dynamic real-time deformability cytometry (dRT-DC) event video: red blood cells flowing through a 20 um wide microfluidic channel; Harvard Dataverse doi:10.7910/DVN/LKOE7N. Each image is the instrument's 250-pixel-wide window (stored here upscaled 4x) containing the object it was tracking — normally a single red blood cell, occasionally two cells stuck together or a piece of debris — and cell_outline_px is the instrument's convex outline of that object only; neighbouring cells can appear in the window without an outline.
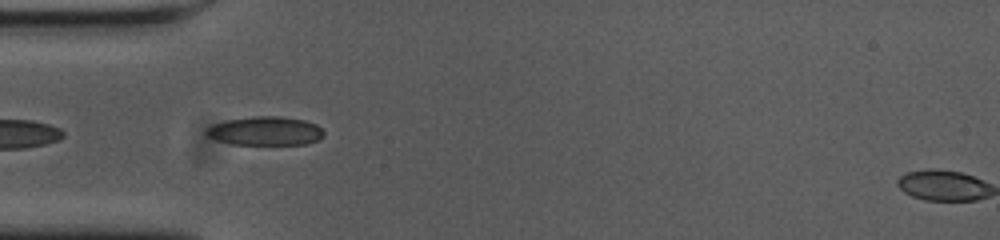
{"species": "common noctule bat (a hibernating species)", "species_latin": "Nyctalus noctula", "temperature_condition": "cold", "stored_images_in_passage": 4, "camera_frame_rate_fps": 3000, "um_per_image_px": 0.085, "animal": {"sex": "female", "body_mass_g": 23.0, "forearm_length_mm": 53.4}, "frame": {"image": 1, "passage_image": 2, "time_ms": 0.333, "image_size_px": [1000, 240], "cell_outline_px": [[324, 136], [320, 140], [304, 144], [232, 144], [208, 136], [204, 132], [212, 124], [228, 120], [252, 116], [280, 116], [304, 120], [316, 124], [324, 132]], "centroid_in_image_um": [22.59, 11.13], "position_along_channel_um": 62.4, "area_um2": 19.59}}